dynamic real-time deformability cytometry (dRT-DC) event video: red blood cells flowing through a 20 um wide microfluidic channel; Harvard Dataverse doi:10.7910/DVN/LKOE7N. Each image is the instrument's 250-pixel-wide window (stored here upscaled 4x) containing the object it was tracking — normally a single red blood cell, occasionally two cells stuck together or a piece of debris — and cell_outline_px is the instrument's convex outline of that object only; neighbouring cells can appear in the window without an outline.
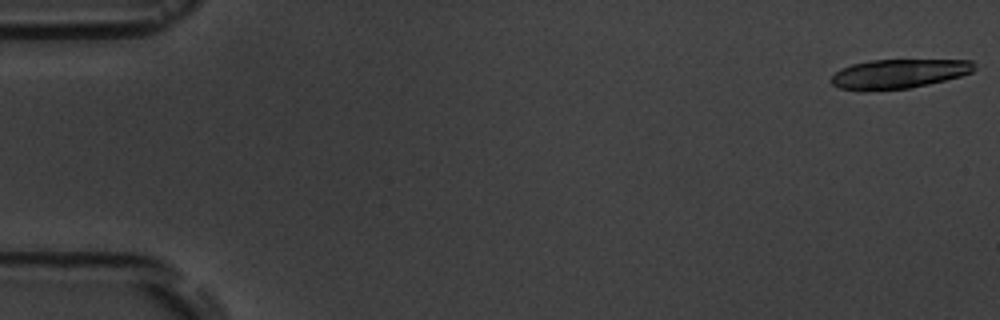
{"species": "common noctule bat (a hibernating species)", "species_latin": "Nyctalus noctula", "temperature_condition": "room temperature", "stored_images_in_passage": 7, "camera_frame_rate_fps": 3000, "um_per_image_px": 0.085, "animal": {"sex": "male", "body_mass_g": 19.5, "forearm_length_mm": 54.6}, "frame": {"image": 1, "passage_image": 1, "time_ms": 0.0, "image_size_px": [1000, 320], "cell_outline_px": [[976, 68], [972, 72], [960, 76], [928, 84], [908, 88], [868, 92], [860, 92], [840, 88], [832, 84], [828, 80], [840, 68], [852, 64], [868, 60], [972, 60], [976, 64]], "centroid_in_image_um": [76.33, 6.28], "position_along_channel_um": 8.7, "area_um2": 24.85}}
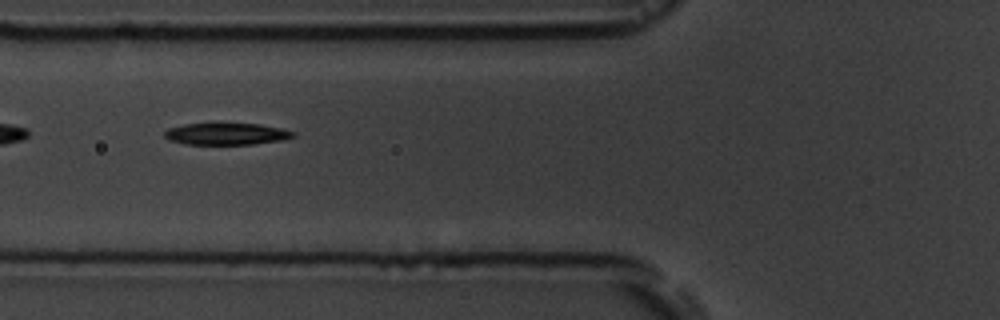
{"frame": {"image": 2, "passage_image": 7, "time_ms": 7.0, "image_size_px": [1000, 320], "cell_outline_px": [[296, 136], [284, 140], [252, 144], [188, 144], [168, 140], [164, 136], [164, 132], [168, 128], [184, 124], [260, 124], [280, 128], [296, 132]], "centroid_in_image_um": [19.27, 11.39], "position_along_channel_um": 106.5, "area_um2": 16.24}}